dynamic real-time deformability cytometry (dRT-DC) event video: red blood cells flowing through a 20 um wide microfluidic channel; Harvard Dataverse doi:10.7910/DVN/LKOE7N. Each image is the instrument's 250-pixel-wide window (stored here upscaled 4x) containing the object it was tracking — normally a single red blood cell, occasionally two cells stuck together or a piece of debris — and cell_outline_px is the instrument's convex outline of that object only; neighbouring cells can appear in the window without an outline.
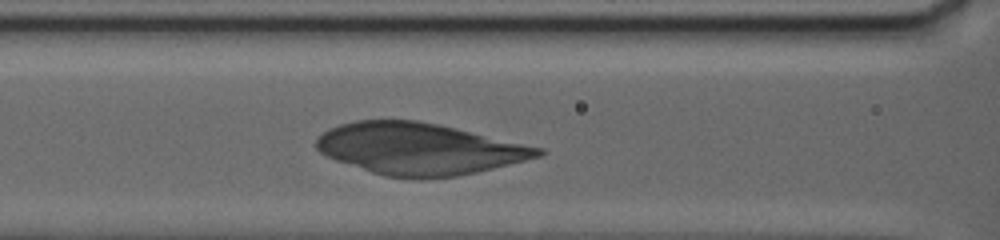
{"species": "human", "species_latin": "Homo sapiens", "temperature_condition": "warm", "stored_images_in_passage": 54, "camera_frame_rate_fps": 3000, "um_per_image_px": 0.085, "donor": {"sex": "female"}, "frame": {"image": 1, "passage_image": 24, "time_ms": 4.333, "image_size_px": [1000, 240], "cell_outline_px": [[548, 152], [540, 156], [476, 172], [456, 176], [384, 176], [336, 160], [320, 152], [316, 148], [316, 140], [328, 128], [340, 124], [356, 120], [416, 120], [440, 124], [544, 148]], "centroid_in_image_um": [35.64, 12.61], "position_along_channel_um": 131.0, "area_um2": 65.72}}
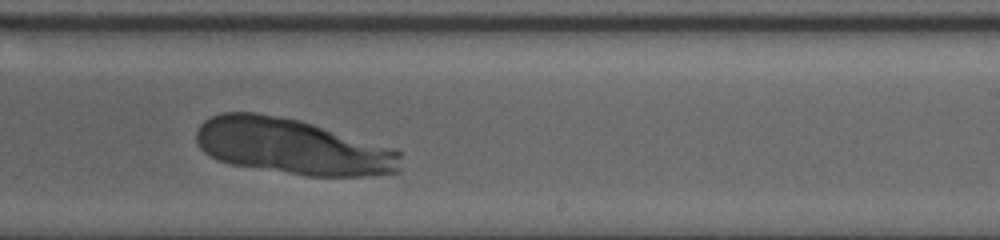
{"frame": {"image": 2, "passage_image": 38, "time_ms": 9.0, "image_size_px": [1000, 240], "cell_outline_px": [[400, 172], [360, 176], [304, 176], [232, 164], [220, 160], [204, 152], [200, 148], [196, 140], [196, 128], [204, 120], [220, 112], [256, 112], [300, 120], [396, 148], [400, 152]], "centroid_in_image_um": [24.86, 12.45], "position_along_channel_um": 264.1, "area_um2": 66.64}}
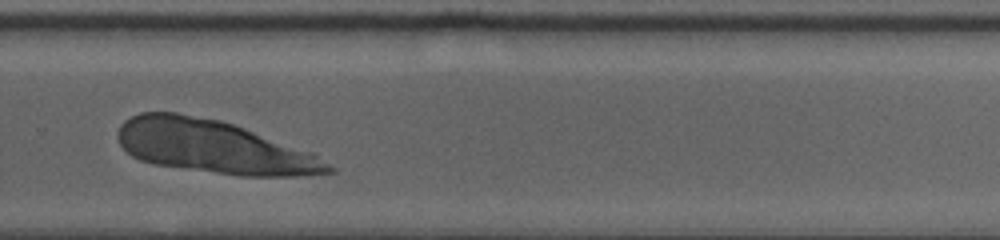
{"frame": {"image": 3, "passage_image": 42, "time_ms": 10.667, "image_size_px": [1000, 240], "cell_outline_px": [[336, 172], [296, 176], [240, 176], [152, 164], [140, 160], [132, 156], [120, 144], [116, 136], [116, 132], [120, 124], [124, 120], [140, 112], [176, 112], [220, 120], [316, 152], [332, 164], [336, 168]], "centroid_in_image_um": [18.21, 12.49], "position_along_channel_um": 311.6, "area_um2": 65.78}}